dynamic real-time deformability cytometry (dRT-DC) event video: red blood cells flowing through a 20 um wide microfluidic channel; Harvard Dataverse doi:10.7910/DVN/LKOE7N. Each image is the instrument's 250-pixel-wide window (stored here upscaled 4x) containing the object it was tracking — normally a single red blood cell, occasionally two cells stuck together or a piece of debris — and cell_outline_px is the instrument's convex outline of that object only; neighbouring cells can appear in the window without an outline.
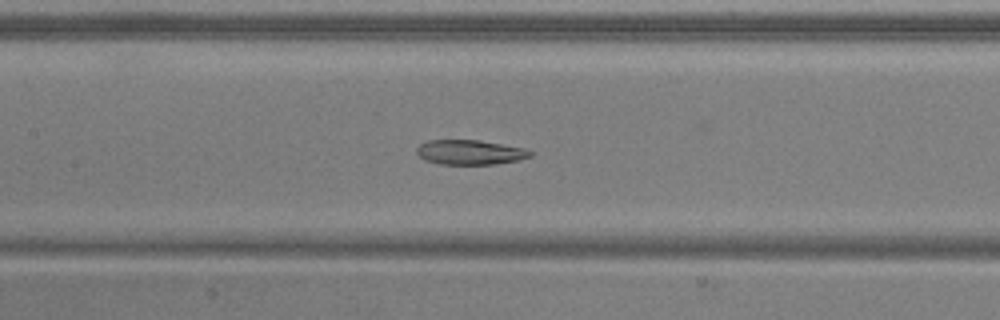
{"species": "common noctule bat (a hibernating species)", "species_latin": "Nyctalus noctula", "temperature_condition": "warm", "stored_images_in_passage": 52, "camera_frame_rate_fps": 3000, "um_per_image_px": 0.085, "animal": {"sex": "male", "body_mass_g": 20.5, "forearm_length_mm": 52.5}, "frame": {"image": 1, "passage_image": 24, "time_ms": 7.667, "image_size_px": [1000, 320], "cell_outline_px": [[532, 156], [520, 160], [492, 164], [440, 164], [424, 160], [416, 152], [416, 148], [420, 144], [428, 140], [480, 140], [524, 148], [532, 152]], "centroid_in_image_um": [39.94, 12.94], "position_along_channel_um": 167.5, "area_um2": 16.36}}
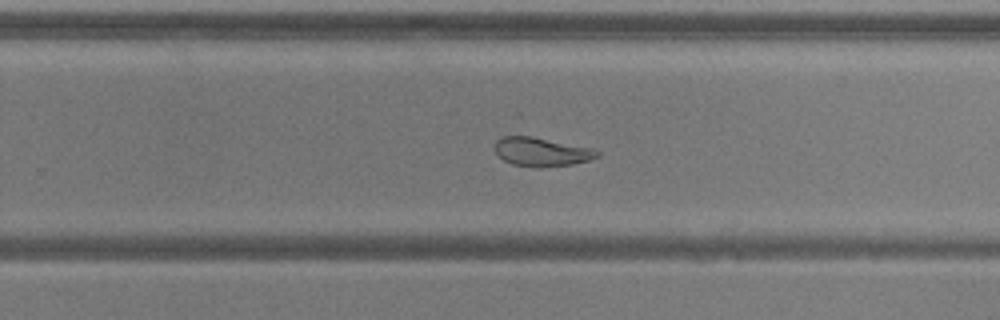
{"frame": {"image": 2, "passage_image": 33, "time_ms": 10.667, "image_size_px": [1000, 320], "cell_outline_px": [[600, 156], [588, 160], [572, 164], [536, 168], [532, 168], [512, 164], [504, 160], [496, 152], [496, 140], [500, 136], [516, 132], [520, 132], [592, 148], [600, 152]], "centroid_in_image_um": [45.98, 12.84], "position_along_channel_um": 283.8, "area_um2": 18.03}}
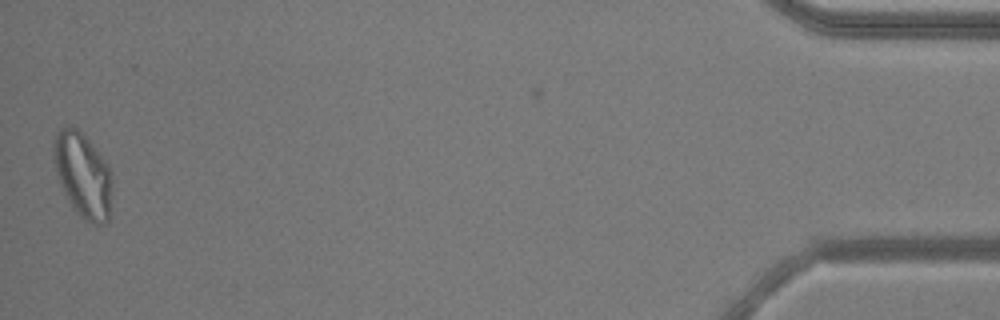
{"frame": {"image": 3, "passage_image": 51, "time_ms": 16.667, "image_size_px": [1000, 320], "cell_outline_px": [[112, 176], [108, 224], [92, 224], [84, 220], [72, 208], [68, 200], [56, 172], [52, 144], [56, 132], [60, 128], [68, 124], [72, 124], [88, 140], [104, 160]], "centroid_in_image_um": [7.02, 14.88], "position_along_channel_um": 428.2, "area_um2": 28.73}}